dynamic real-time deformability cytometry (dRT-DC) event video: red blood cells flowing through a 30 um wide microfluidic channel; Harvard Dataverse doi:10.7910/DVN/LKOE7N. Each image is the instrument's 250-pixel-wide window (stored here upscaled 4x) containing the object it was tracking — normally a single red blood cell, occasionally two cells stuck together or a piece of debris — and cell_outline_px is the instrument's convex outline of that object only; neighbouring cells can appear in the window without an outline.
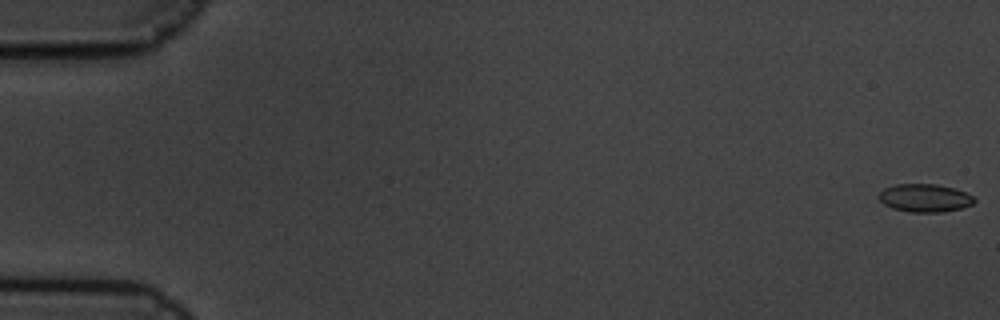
{"species": "common noctule bat (a hibernating species)", "species_latin": "Nyctalus noctula", "temperature_condition": "cold", "stored_images_in_passage": 61, "camera_frame_rate_fps": 3000, "um_per_image_px": 0.085, "animal": {"sex": "male", "body_mass_g": 19.5, "forearm_length_mm": 54.6}, "frame": {"image": 1, "passage_image": 1, "time_ms": 0.0, "image_size_px": [1000, 320], "cell_outline_px": [[976, 200], [972, 204], [960, 208], [940, 212], [908, 212], [892, 208], [884, 204], [880, 200], [880, 192], [884, 188], [896, 184], [936, 184], [952, 188], [964, 192], [972, 196]], "centroid_in_image_um": [78.58, 16.83], "position_along_channel_um": 6.4, "area_um2": 15.37}}
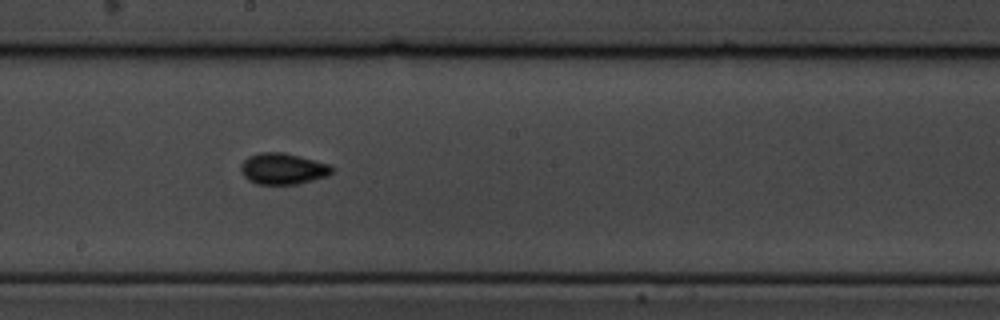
{"frame": {"image": 2, "passage_image": 34, "time_ms": 11.0, "image_size_px": [1000, 320], "cell_outline_px": [[332, 172], [328, 176], [296, 184], [256, 184], [248, 180], [244, 176], [240, 168], [240, 164], [248, 156], [260, 152], [284, 152], [328, 164], [332, 168]], "centroid_in_image_um": [24.0, 14.34], "position_along_channel_um": 224.2, "area_um2": 16.47}}
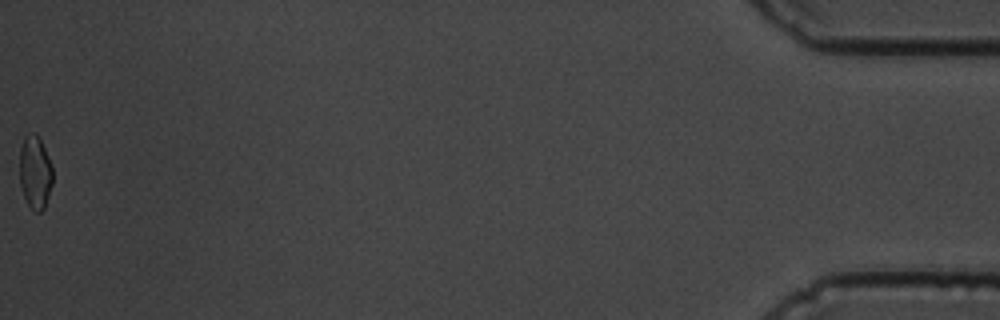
{"frame": {"image": 3, "passage_image": 61, "time_ms": 20.0, "image_size_px": [1000, 320], "cell_outline_px": [[52, 184], [44, 208], [40, 212], [36, 212], [28, 204], [24, 196], [20, 184], [20, 148], [24, 136], [28, 132], [36, 132], [48, 156], [52, 168]], "centroid_in_image_um": [2.97, 14.61], "position_along_channel_um": 432.2, "area_um2": 14.05}, "authors_computed_cell_mechanics": {"area_um2": 15.3748, "velocity_mm_per_s": 3.3667, "shape_relaxation_time_tau1_ms": 2.5307, "shape_relaxation_time_tau2_ms": 2.9243, "deformation_change_tau1": 0.0877, "deformation_change_tau2": 0.0636}}